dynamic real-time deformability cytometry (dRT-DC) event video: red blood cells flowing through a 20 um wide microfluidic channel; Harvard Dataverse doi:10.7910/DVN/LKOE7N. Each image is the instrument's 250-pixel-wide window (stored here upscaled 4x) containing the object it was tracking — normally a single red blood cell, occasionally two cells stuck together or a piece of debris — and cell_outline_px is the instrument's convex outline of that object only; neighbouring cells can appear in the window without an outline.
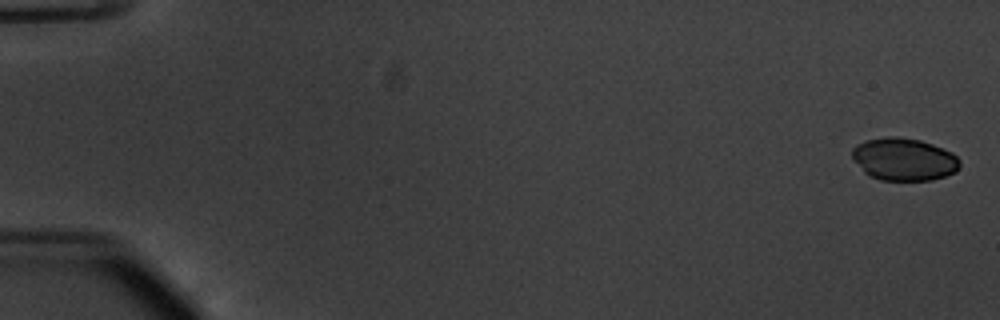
{"species": "common noctule bat (a hibernating species)", "species_latin": "Nyctalus noctula", "temperature_condition": "warm", "stored_images_in_passage": 55, "camera_frame_rate_fps": 3000, "um_per_image_px": 0.085, "animal": {"sex": "male", "body_mass_g": 20.1, "forearm_length_mm": 53.5}, "frame": {"image": 1, "passage_image": 2, "time_ms": 0.333, "image_size_px": [1000, 320], "cell_outline_px": [[960, 164], [956, 172], [932, 180], [880, 180], [864, 172], [852, 156], [852, 148], [856, 144], [864, 140], [888, 136], [900, 136], [920, 140], [932, 144], [952, 152], [960, 160]], "centroid_in_image_um": [76.84, 13.52], "position_along_channel_um": 8.2, "area_um2": 26.76}}
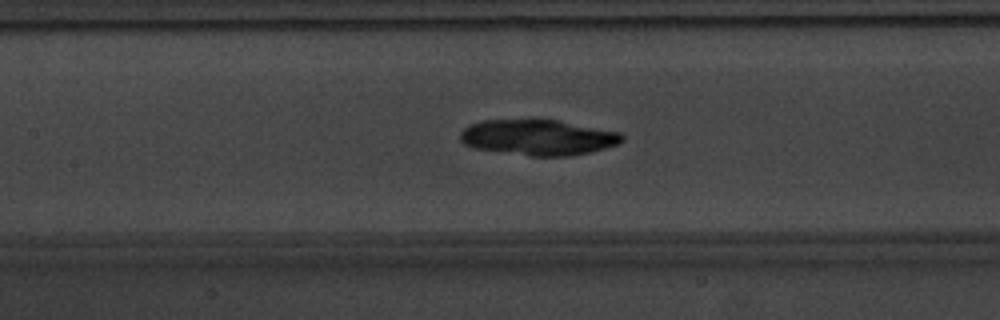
{"frame": {"image": 2, "passage_image": 27, "time_ms": 8.667, "image_size_px": [1000, 320], "cell_outline_px": [[624, 140], [616, 144], [604, 148], [588, 152], [568, 156], [532, 156], [476, 148], [464, 144], [460, 140], [460, 132], [468, 124], [480, 120], [560, 120], [620, 132], [624, 136]], "centroid_in_image_um": [45.73, 11.66], "position_along_channel_um": 161.7, "area_um2": 33.47}}
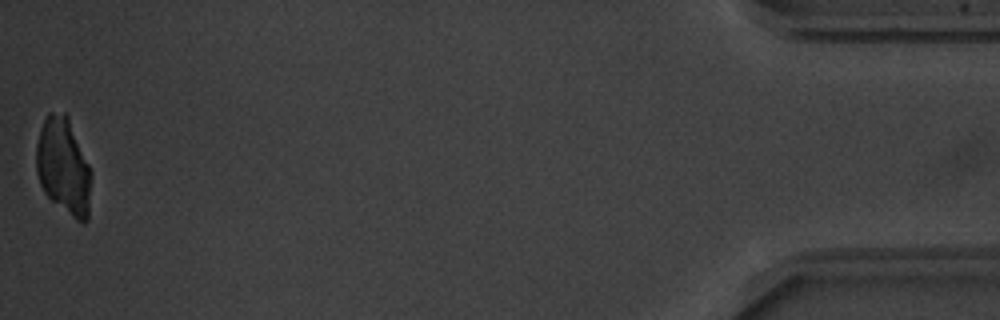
{"frame": {"image": 3, "passage_image": 55, "time_ms": 18.0, "image_size_px": [1000, 320], "cell_outline_px": [[92, 176], [88, 220], [84, 224], [76, 220], [52, 200], [44, 192], [40, 184], [36, 172], [36, 144], [44, 120], [48, 112], [64, 112], [68, 116], [92, 172]], "centroid_in_image_um": [5.41, 14.15], "position_along_channel_um": 429.8, "area_um2": 31.1}}